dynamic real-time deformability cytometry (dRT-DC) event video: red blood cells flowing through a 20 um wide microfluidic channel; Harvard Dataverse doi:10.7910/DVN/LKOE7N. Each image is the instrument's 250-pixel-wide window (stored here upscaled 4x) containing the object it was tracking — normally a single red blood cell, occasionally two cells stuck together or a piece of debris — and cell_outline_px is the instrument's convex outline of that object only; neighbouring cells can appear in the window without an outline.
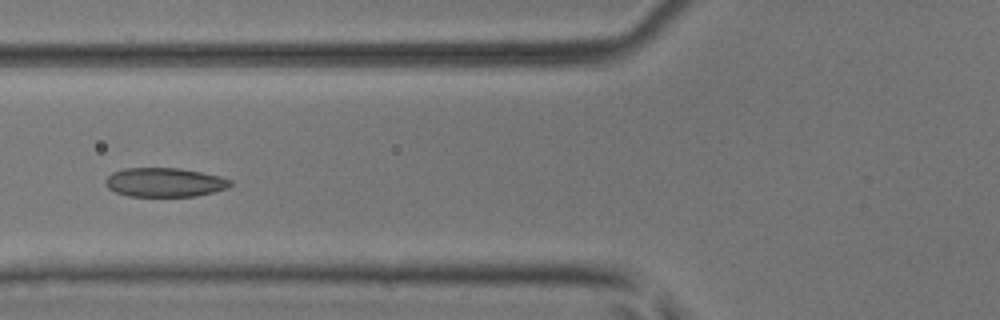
{"species": "common noctule bat (a hibernating species)", "species_latin": "Nyctalus noctula", "temperature_condition": "room temperature", "stored_images_in_passage": 5, "camera_frame_rate_fps": 3000, "um_per_image_px": 0.085, "animal": {"sex": "male", "body_mass_g": 17.9, "forearm_length_mm": 54.2}, "frame": {"image": 1, "passage_image": 4, "time_ms": 1.0, "image_size_px": [1000, 320], "cell_outline_px": [[232, 184], [228, 188], [196, 196], [128, 196], [116, 192], [108, 188], [104, 184], [104, 180], [112, 172], [124, 168], [180, 168], [220, 176], [232, 180]], "centroid_in_image_um": [13.98, 15.49], "position_along_channel_um": 111.8, "area_um2": 21.21}}
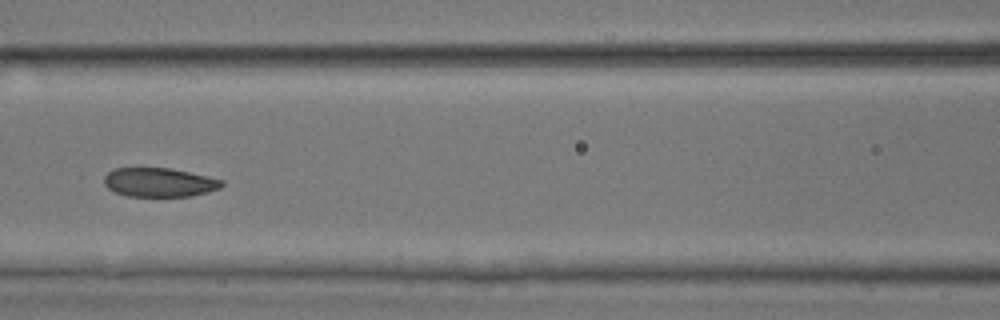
{"frame": {"image": 2, "passage_image": 5, "time_ms": 1.333, "image_size_px": [1000, 320], "cell_outline_px": [[224, 184], [220, 188], [208, 192], [188, 196], [128, 196], [116, 192], [108, 188], [104, 184], [104, 176], [108, 172], [116, 168], [168, 168], [208, 176], [224, 180]], "centroid_in_image_um": [13.55, 15.5], "position_along_channel_um": 153.1, "area_um2": 19.77}}